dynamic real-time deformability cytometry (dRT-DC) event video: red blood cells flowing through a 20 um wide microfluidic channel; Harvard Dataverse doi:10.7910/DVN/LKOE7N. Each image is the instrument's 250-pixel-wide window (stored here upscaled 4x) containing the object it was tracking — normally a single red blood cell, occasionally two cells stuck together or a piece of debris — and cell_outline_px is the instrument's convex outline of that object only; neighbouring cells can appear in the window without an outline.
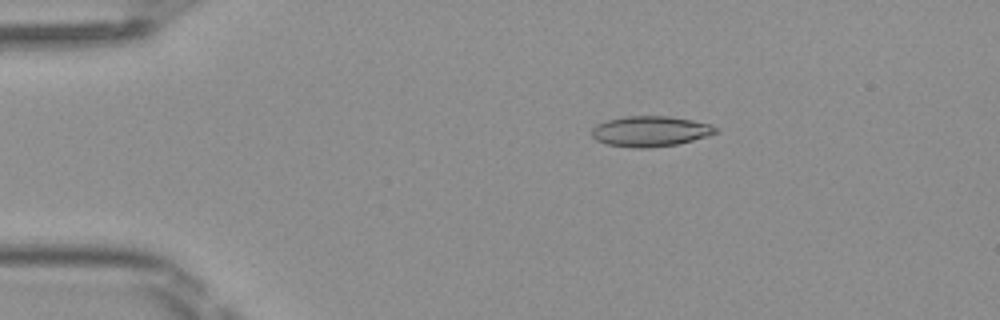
{"species": "Egyptian fruit bat (a non-hibernating species)", "species_latin": "Rousettus aegyptiacus", "temperature_condition": "room temperature", "stored_images_in_passage": 42, "camera_frame_rate_fps": 3000, "um_per_image_px": 0.085, "frame": {"image": 1, "passage_image": 2, "time_ms": 0.333, "image_size_px": [1000, 320], "cell_outline_px": [[720, 132], [708, 136], [676, 144], [648, 148], [636, 148], [608, 144], [596, 140], [592, 136], [592, 128], [596, 124], [608, 120], [624, 116], [668, 116], [692, 120], [708, 124], [716, 128]], "centroid_in_image_um": [55.27, 11.15], "position_along_channel_um": 29.7, "area_um2": 21.85}}
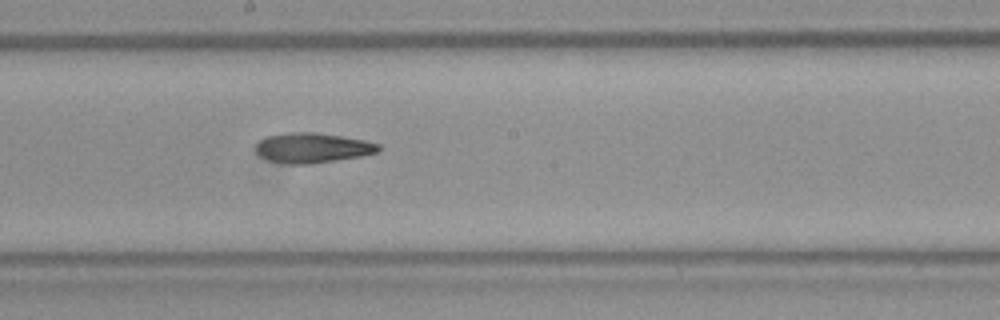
{"frame": {"image": 2, "passage_image": 20, "time_ms": 6.333, "image_size_px": [1000, 320], "cell_outline_px": [[380, 152], [360, 156], [336, 160], [308, 164], [288, 164], [268, 160], [260, 156], [256, 152], [256, 144], [260, 140], [268, 136], [288, 132], [316, 132], [364, 140], [380, 144]], "centroid_in_image_um": [26.56, 12.56], "position_along_channel_um": 221.6, "area_um2": 21.39}}
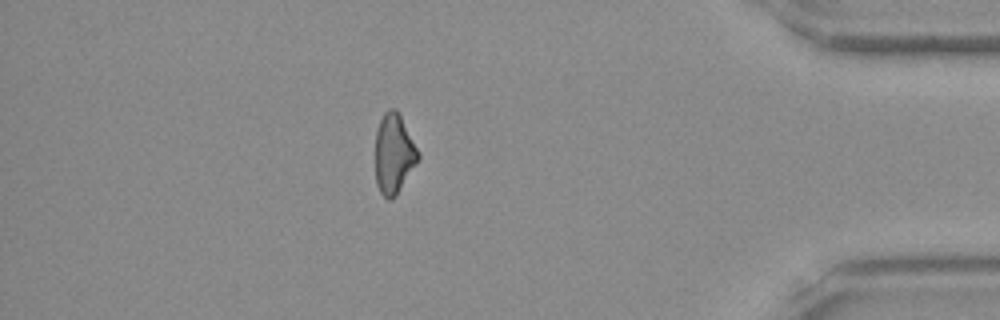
{"frame": {"image": 3, "passage_image": 36, "time_ms": 11.667, "image_size_px": [1000, 320], "cell_outline_px": [[420, 156], [416, 164], [396, 196], [392, 200], [388, 200], [380, 192], [376, 184], [376, 132], [380, 120], [384, 112], [388, 108], [396, 108], [420, 152]], "centroid_in_image_um": [33.48, 13.08], "position_along_channel_um": 401.7, "area_um2": 19.94}, "authors_computed_cell_mechanics": {"area_um2": 20.9525, "velocity_mm_per_s": 4.1241, "shape_relaxation_time_tau1_ms": 6.9923, "shape_relaxation_time_tau2_ms": 7.1774, "deformation_change_tau1": 0.1963, "deformation_change_tau2": 0.1963}}